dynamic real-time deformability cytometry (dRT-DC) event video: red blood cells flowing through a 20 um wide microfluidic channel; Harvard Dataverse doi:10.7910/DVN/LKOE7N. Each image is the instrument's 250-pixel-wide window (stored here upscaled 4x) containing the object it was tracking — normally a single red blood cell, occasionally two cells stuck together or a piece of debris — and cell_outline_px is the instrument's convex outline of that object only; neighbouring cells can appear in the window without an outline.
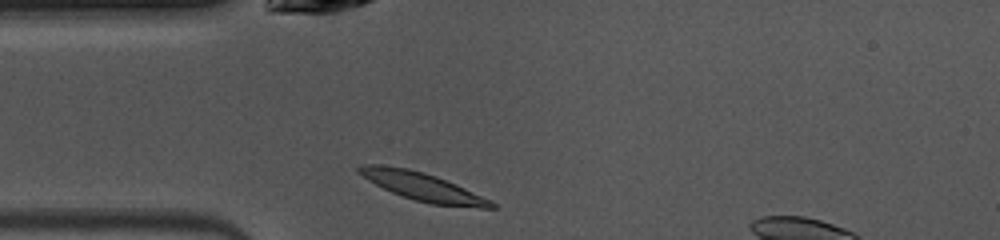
{"species": "common noctule bat (a hibernating species)", "species_latin": "Nyctalus noctula", "temperature_condition": "warm", "stored_images_in_passage": 38, "camera_frame_rate_fps": 3000, "um_per_image_px": 0.085, "animal": {"sex": "female", "body_mass_g": 10.0, "forearm_length_mm": 53.1}, "frame": {"image": 1, "passage_image": 1, "time_ms": 0.0, "image_size_px": [1000, 240], "cell_outline_px": [[496, 208], [480, 208], [432, 204], [400, 196], [368, 180], [356, 172], [356, 168], [364, 164], [380, 164], [408, 168], [424, 172], [436, 176], [456, 184], [492, 200], [496, 204]], "centroid_in_image_um": [35.92, 15.86], "position_along_channel_um": 49.1, "area_um2": 21.79}}
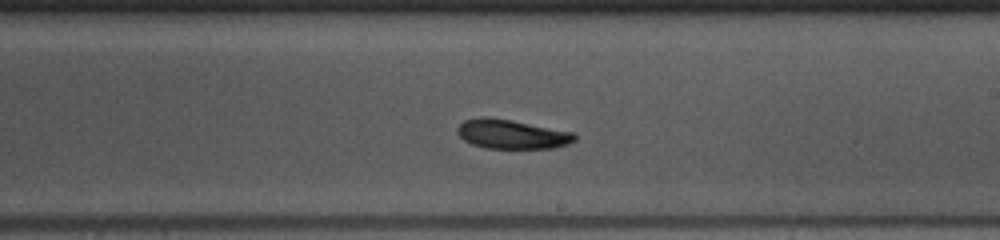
{"frame": {"image": 2, "passage_image": 16, "time_ms": 5.0, "image_size_px": [1000, 240], "cell_outline_px": [[576, 140], [568, 144], [556, 148], [484, 148], [472, 144], [464, 140], [456, 132], [456, 128], [464, 120], [480, 116], [488, 116], [576, 132]], "centroid_in_image_um": [43.51, 11.4], "position_along_channel_um": 245.5, "area_um2": 20.23}}
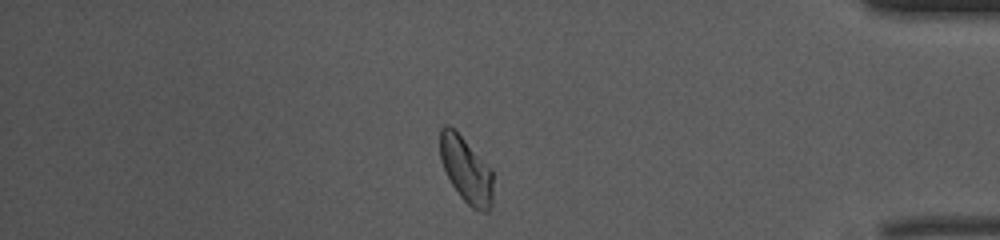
{"frame": {"image": 3, "passage_image": 30, "time_ms": 9.667, "image_size_px": [1000, 240], "cell_outline_px": [[492, 208], [488, 212], [480, 212], [472, 208], [460, 196], [452, 184], [440, 160], [440, 128], [444, 124], [448, 124], [464, 140], [492, 172]], "centroid_in_image_um": [39.6, 14.48], "position_along_channel_um": 395.6, "area_um2": 19.83}, "authors_computed_cell_mechanics": {"area_um2": 20.2011, "velocity_mm_per_s": 4.0285, "shape_relaxation_time_tau1_ms": 4.6304, "shape_relaxation_time_tau2_ms": null, "deformation_change_tau1": 0.133, "deformation_change_tau2": null}}